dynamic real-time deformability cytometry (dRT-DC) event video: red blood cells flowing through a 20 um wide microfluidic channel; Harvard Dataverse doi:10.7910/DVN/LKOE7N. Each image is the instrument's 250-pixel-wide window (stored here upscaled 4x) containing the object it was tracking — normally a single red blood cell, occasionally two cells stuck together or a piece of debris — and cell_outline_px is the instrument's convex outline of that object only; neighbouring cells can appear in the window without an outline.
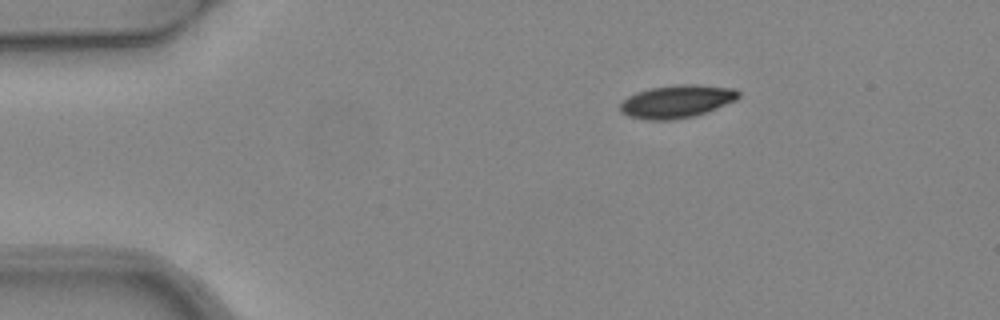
{"species": "common noctule bat (a hibernating species)", "species_latin": "Nyctalus noctula", "temperature_condition": "warm", "stored_images_in_passage": 2, "camera_frame_rate_fps": 3000, "um_per_image_px": 0.085, "animal": {"sex": "female", "body_mass_g": 24.6, "forearm_length_mm": 56.2}, "frame": {"image": 1, "passage_image": 1, "time_ms": 0.0, "image_size_px": [1000, 320], "cell_outline_px": [[740, 96], [736, 100], [696, 116], [672, 120], [648, 120], [628, 116], [620, 112], [620, 104], [628, 96], [636, 92], [652, 88], [680, 84], [696, 84], [736, 88], [740, 92]], "centroid_in_image_um": [57.54, 8.62], "position_along_channel_um": 27.5, "area_um2": 22.77}}